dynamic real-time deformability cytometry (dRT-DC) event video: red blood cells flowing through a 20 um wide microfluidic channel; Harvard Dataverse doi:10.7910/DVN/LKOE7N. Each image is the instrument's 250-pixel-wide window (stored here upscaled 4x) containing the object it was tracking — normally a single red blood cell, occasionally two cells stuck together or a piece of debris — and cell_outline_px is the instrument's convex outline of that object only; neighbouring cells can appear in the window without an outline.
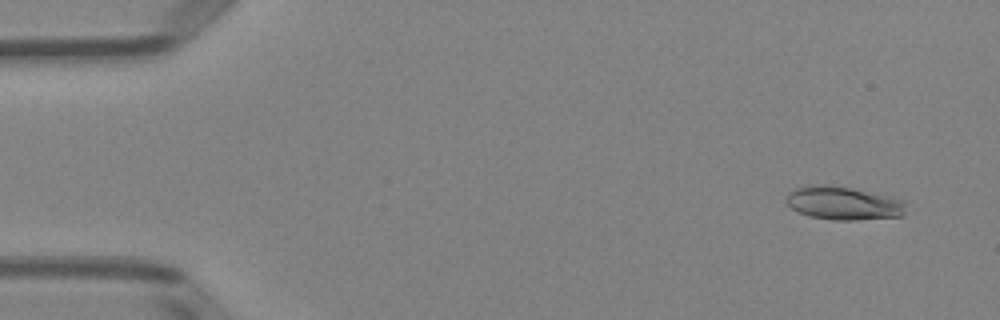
{"species": "Egyptian fruit bat (a non-hibernating species)", "species_latin": "Rousettus aegyptiacus", "temperature_condition": "room temperature", "stored_images_in_passage": 4, "camera_frame_rate_fps": 3000, "um_per_image_px": 0.085, "animal": {"sex": "female"}, "frame": {"image": 1, "passage_image": 1, "time_ms": 0.0, "image_size_px": [1000, 320], "cell_outline_px": [[904, 212], [900, 216], [856, 220], [832, 220], [808, 216], [792, 208], [784, 200], [788, 192], [804, 184], [828, 184], [892, 196], [904, 200]], "centroid_in_image_um": [71.64, 17.25], "position_along_channel_um": 13.4, "area_um2": 23.41}}
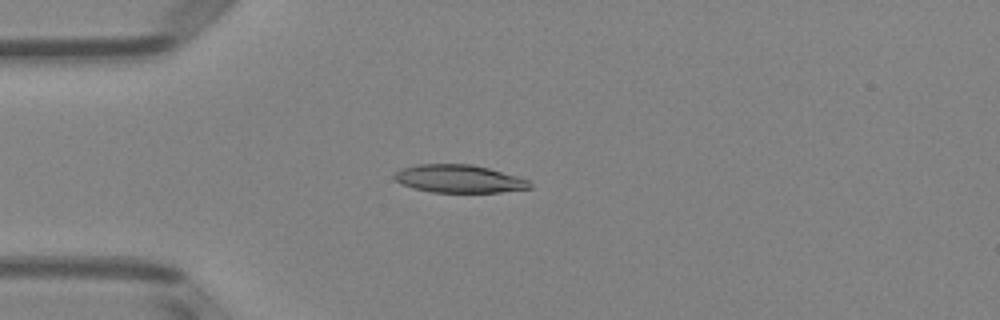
{"frame": {"image": 2, "passage_image": 4, "time_ms": 3.333, "image_size_px": [1000, 320], "cell_outline_px": [[532, 188], [500, 192], [432, 192], [400, 184], [392, 176], [400, 168], [416, 164], [472, 164], [488, 168], [516, 176], [528, 180], [532, 184]], "centroid_in_image_um": [38.99, 15.19], "position_along_channel_um": 46.0, "area_um2": 21.96}}